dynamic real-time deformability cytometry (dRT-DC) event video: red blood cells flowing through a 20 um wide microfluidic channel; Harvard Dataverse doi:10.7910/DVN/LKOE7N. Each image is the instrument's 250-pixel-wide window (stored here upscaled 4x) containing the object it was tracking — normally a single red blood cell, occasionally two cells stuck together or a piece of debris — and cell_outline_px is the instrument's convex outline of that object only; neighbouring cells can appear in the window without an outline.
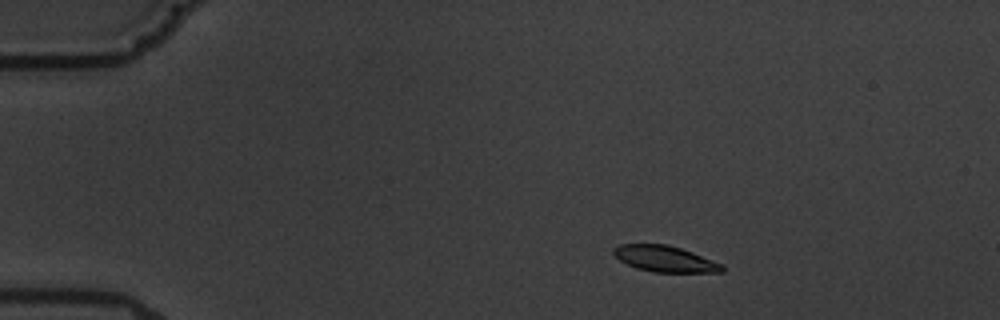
{"species": "common noctule bat (a hibernating species)", "species_latin": "Nyctalus noctula", "temperature_condition": "warm", "stored_images_in_passage": 5, "camera_frame_rate_fps": 3000, "um_per_image_px": 0.085, "animal": {"sex": "male", "body_mass_g": 19.5, "forearm_length_mm": 54.6}, "frame": {"image": 1, "passage_image": 1, "time_ms": 0.0, "image_size_px": [1000, 320], "cell_outline_px": [[724, 272], [652, 272], [636, 268], [620, 260], [612, 252], [612, 248], [620, 244], [668, 244], [692, 252], [724, 264]], "centroid_in_image_um": [56.53, 22.0], "position_along_channel_um": 28.5, "area_um2": 16.53}}
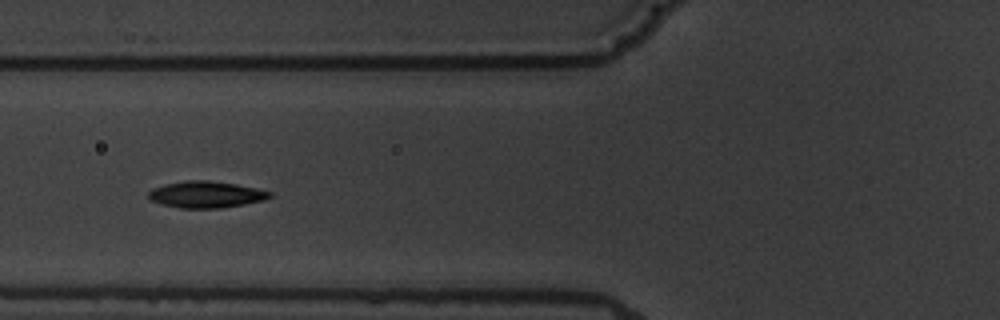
{"frame": {"image": 2, "passage_image": 4, "time_ms": 4.333, "image_size_px": [1000, 320], "cell_outline_px": [[272, 196], [264, 200], [244, 204], [220, 208], [180, 208], [160, 204], [152, 200], [148, 196], [148, 192], [152, 188], [164, 184], [184, 180], [208, 180], [236, 184], [256, 188], [272, 192]], "centroid_in_image_um": [17.49, 16.53], "position_along_channel_um": 108.3, "area_um2": 18.84}}
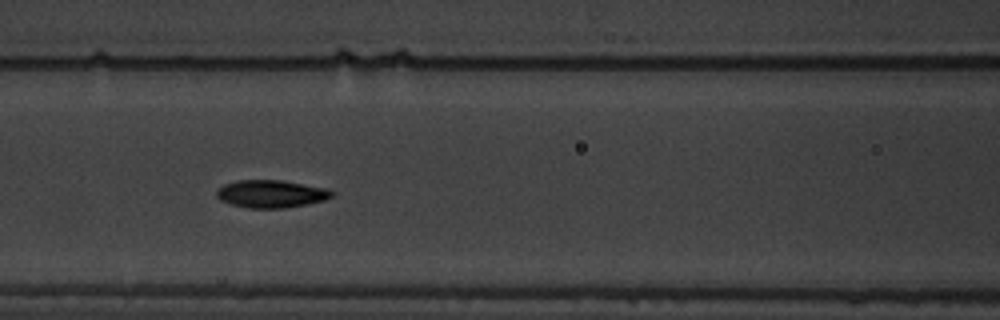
{"frame": {"image": 3, "passage_image": 5, "time_ms": 5.333, "image_size_px": [1000, 320], "cell_outline_px": [[332, 196], [324, 200], [308, 204], [284, 208], [248, 208], [232, 204], [220, 200], [216, 196], [216, 192], [224, 184], [236, 180], [280, 180], [328, 188], [332, 192]], "centroid_in_image_um": [23.03, 16.47], "position_along_channel_um": 143.6, "area_um2": 18.5}}